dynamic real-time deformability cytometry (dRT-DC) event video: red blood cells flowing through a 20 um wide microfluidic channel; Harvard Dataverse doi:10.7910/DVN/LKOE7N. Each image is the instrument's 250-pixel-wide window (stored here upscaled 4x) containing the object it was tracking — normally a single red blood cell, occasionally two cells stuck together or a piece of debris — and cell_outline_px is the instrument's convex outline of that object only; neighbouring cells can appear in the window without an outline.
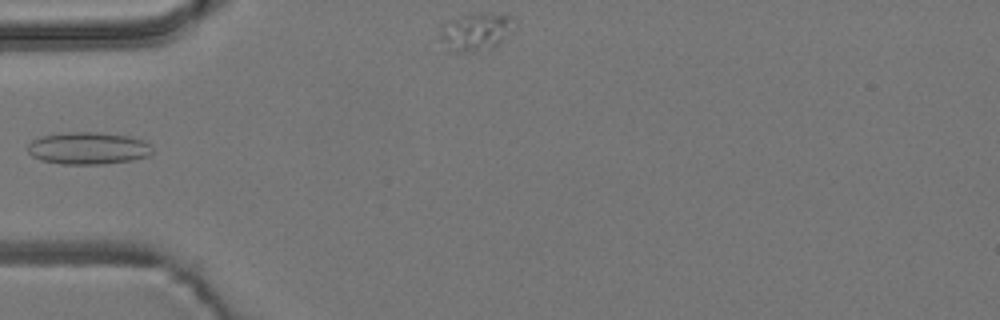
{"species": "common noctule bat (a hibernating species)", "species_latin": "Nyctalus noctula", "temperature_condition": "room temperature", "stored_images_in_passage": 7, "segment_of_instrument_passage": [1, 2], "camera_frame_rate_fps": 3000, "um_per_image_px": 0.085, "animal": {"sex": "male", "body_mass_g": 19.2, "forearm_length_mm": 51.8}, "frame": {"image": 1, "passage_image": 5, "time_ms": 5.0, "image_size_px": [1000, 320], "cell_outline_px": [[152, 152], [148, 156], [132, 160], [104, 164], [60, 164], [40, 160], [32, 156], [28, 152], [28, 144], [32, 140], [40, 136], [64, 132], [100, 132], [128, 136], [144, 140], [152, 148]], "centroid_in_image_um": [7.47, 12.6], "position_along_channel_um": 77.5, "area_um2": 23.58}}